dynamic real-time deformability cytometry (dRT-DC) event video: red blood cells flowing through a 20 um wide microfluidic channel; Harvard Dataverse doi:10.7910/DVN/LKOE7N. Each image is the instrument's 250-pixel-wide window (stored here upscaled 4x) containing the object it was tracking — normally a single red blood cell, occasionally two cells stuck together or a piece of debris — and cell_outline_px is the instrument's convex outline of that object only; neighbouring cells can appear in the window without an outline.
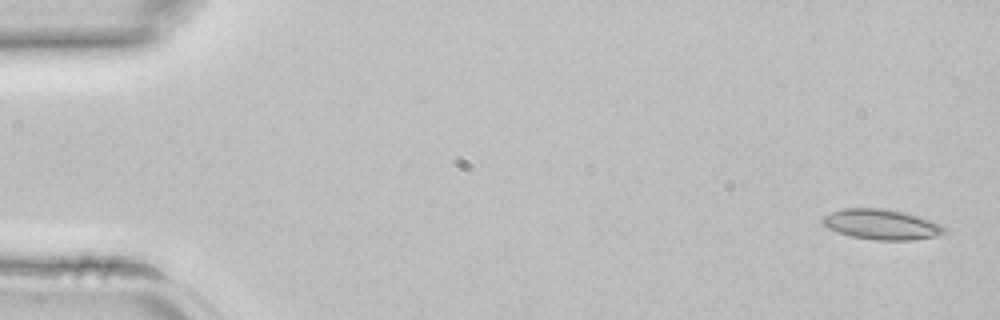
{"species": "common noctule bat (a hibernating species)", "species_latin": "Nyctalus noctula", "temperature_condition": "room temperature", "stored_images_in_passage": 43, "camera_frame_rate_fps": 3000, "um_per_image_px": 0.085, "animal": {"sex": "female", "body_mass_g": 22.7, "forearm_length_mm": 54.2}, "frame": {"image": 1, "passage_image": 1, "time_ms": 0.0, "image_size_px": [1000, 320], "cell_outline_px": [[948, 232], [936, 236], [912, 240], [876, 240], [852, 236], [828, 228], [820, 220], [824, 216], [832, 212], [844, 208], [884, 208], [904, 212], [940, 224], [948, 228]], "centroid_in_image_um": [74.95, 19.07], "position_along_channel_um": 10.0, "area_um2": 21.33}}
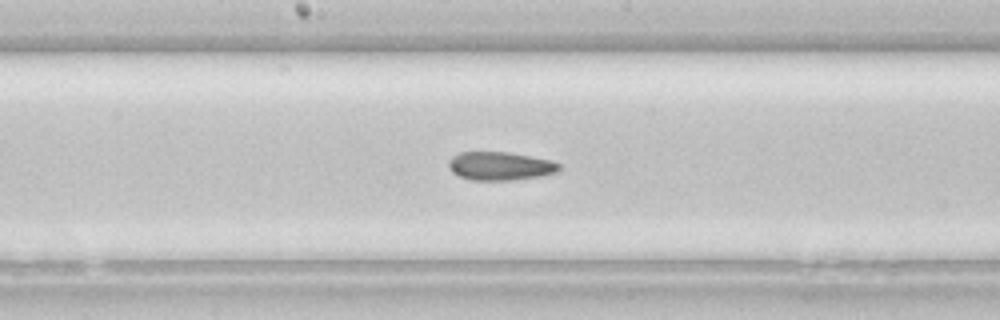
{"frame": {"image": 2, "passage_image": 22, "time_ms": 7.0, "image_size_px": [1000, 320], "cell_outline_px": [[560, 168], [556, 172], [540, 176], [508, 180], [472, 180], [460, 176], [452, 172], [448, 168], [448, 160], [452, 156], [460, 152], [508, 152], [548, 160], [560, 164]], "centroid_in_image_um": [42.45, 14.11], "position_along_channel_um": 205.8, "area_um2": 18.09}}
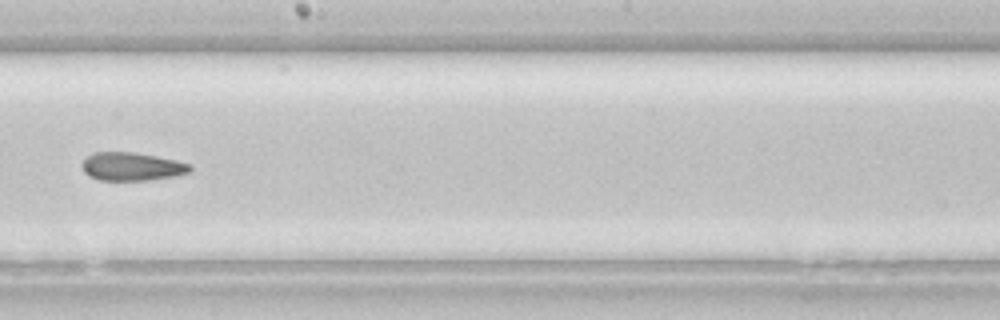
{"frame": {"image": 3, "passage_image": 24, "time_ms": 7.667, "image_size_px": [1000, 320], "cell_outline_px": [[192, 168], [188, 172], [176, 176], [152, 180], [100, 180], [88, 176], [84, 172], [80, 164], [92, 152], [132, 152], [156, 156], [176, 160], [192, 164]], "centroid_in_image_um": [11.2, 14.16], "position_along_channel_um": 237.0, "area_um2": 17.92}}